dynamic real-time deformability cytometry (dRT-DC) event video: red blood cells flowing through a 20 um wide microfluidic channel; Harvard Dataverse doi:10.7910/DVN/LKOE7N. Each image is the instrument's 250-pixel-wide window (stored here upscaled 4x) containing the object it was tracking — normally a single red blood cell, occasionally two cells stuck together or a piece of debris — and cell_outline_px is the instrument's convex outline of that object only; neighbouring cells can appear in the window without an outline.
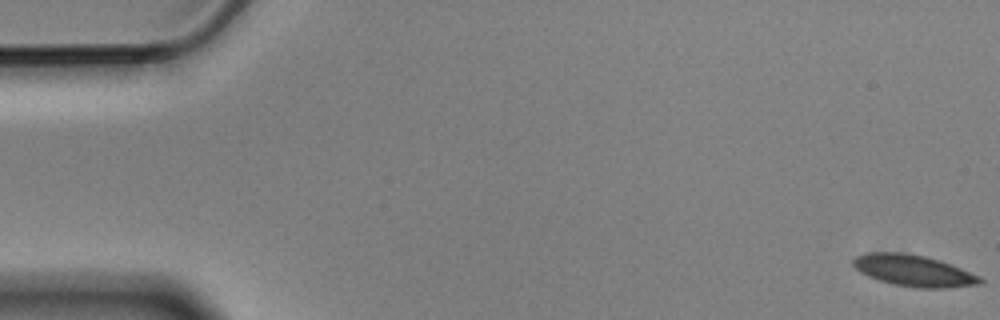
{"species": "Egyptian fruit bat (a non-hibernating species)", "species_latin": "Rousettus aegyptiacus", "temperature_condition": "cold", "stored_images_in_passage": 6, "segment_of_instrument_passage": [1, 2], "camera_frame_rate_fps": 3000, "um_per_image_px": 0.085, "animal": {"sex": "male"}, "frame": {"image": 1, "passage_image": 1, "time_ms": 0.0, "image_size_px": [1000, 320], "cell_outline_px": [[984, 280], [980, 284], [948, 288], [916, 288], [892, 284], [868, 276], [860, 272], [852, 264], [852, 260], [856, 256], [864, 252], [904, 252], [924, 256], [940, 260], [980, 276]], "centroid_in_image_um": [77.64, 23.0], "position_along_channel_um": 7.4, "area_um2": 23.35}}
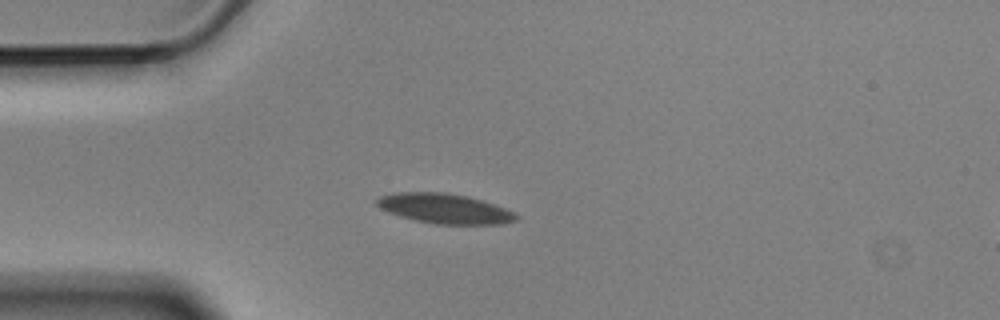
{"frame": {"image": 2, "passage_image": 5, "time_ms": 1.333, "image_size_px": [1000, 320], "cell_outline_px": [[520, 216], [516, 220], [504, 224], [436, 224], [416, 220], [400, 216], [388, 212], [380, 208], [376, 204], [376, 200], [380, 196], [396, 192], [444, 192], [468, 196], [516, 212]], "centroid_in_image_um": [37.8, 17.73], "position_along_channel_um": 47.2, "area_um2": 24.22}}